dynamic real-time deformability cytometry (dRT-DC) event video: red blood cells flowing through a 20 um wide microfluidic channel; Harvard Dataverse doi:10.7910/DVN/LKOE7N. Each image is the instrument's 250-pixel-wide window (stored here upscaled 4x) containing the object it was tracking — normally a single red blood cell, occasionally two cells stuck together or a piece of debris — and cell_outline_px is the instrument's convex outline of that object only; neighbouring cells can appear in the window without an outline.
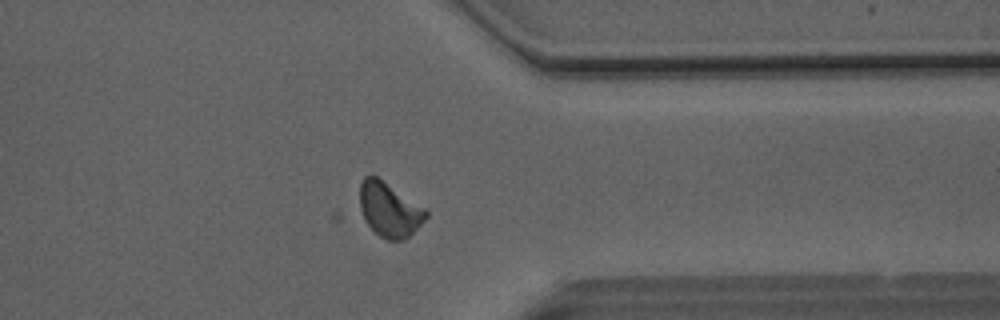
{"species": "Egyptian fruit bat (a non-hibernating species)", "species_latin": "Rousettus aegyptiacus", "temperature_condition": "room temperature", "stored_images_in_passage": 50, "camera_frame_rate_fps": 3000, "um_per_image_px": 0.085, "animal": {"sex": "male"}, "frame": {"image": 1, "passage_image": 40, "time_ms": 13.0, "image_size_px": [1000, 320], "cell_outline_px": [[428, 216], [404, 240], [388, 240], [380, 236], [364, 220], [360, 208], [360, 184], [364, 176], [372, 172], [424, 208], [428, 212]], "centroid_in_image_um": [33.06, 17.77], "position_along_channel_um": 378.3, "area_um2": 20.87}}
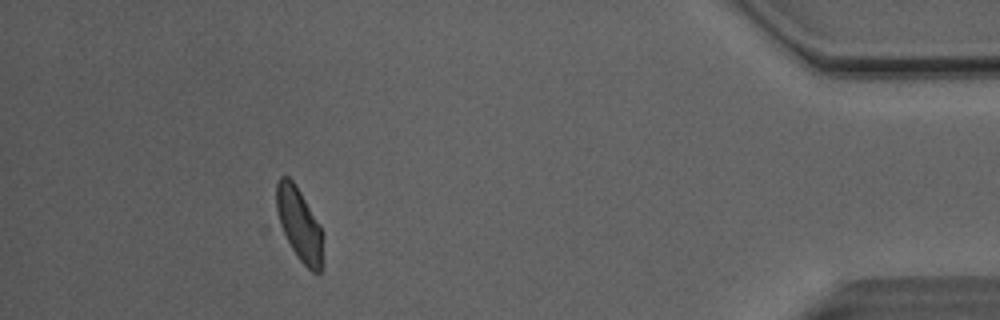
{"frame": {"image": 2, "passage_image": 46, "time_ms": 15.0, "image_size_px": [1000, 320], "cell_outline_px": [[324, 236], [320, 272], [312, 272], [296, 256], [272, 224], [276, 184], [280, 176], [288, 176], [296, 184], [320, 224]], "centroid_in_image_um": [25.31, 19.04], "position_along_channel_um": 409.9, "area_um2": 21.5}}